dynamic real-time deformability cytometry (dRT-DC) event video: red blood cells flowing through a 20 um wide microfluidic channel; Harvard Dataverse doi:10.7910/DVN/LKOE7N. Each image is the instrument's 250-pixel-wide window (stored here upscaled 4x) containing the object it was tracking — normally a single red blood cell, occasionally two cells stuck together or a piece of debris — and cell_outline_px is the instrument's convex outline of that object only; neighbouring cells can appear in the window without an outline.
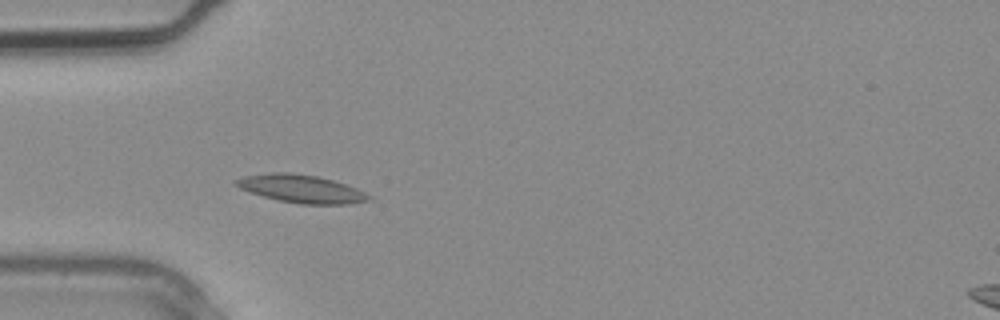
{"species": "common noctule bat (a hibernating species)", "species_latin": "Nyctalus noctula", "temperature_condition": "warm", "stored_images_in_passage": 1, "camera_frame_rate_fps": 3000, "um_per_image_px": 0.085, "animal": {"sex": "male", "body_mass_g": 20.4}, "frame": {"image": 1, "passage_image": 1, "time_ms": 0.0, "image_size_px": [1000, 320], "cell_outline_px": [[372, 200], [348, 204], [300, 204], [280, 200], [264, 196], [240, 188], [232, 184], [232, 180], [244, 176], [272, 172], [292, 172], [316, 176], [332, 180], [356, 188], [372, 196]], "centroid_in_image_um": [25.59, 16.04], "position_along_channel_um": 59.4, "area_um2": 21.56}}